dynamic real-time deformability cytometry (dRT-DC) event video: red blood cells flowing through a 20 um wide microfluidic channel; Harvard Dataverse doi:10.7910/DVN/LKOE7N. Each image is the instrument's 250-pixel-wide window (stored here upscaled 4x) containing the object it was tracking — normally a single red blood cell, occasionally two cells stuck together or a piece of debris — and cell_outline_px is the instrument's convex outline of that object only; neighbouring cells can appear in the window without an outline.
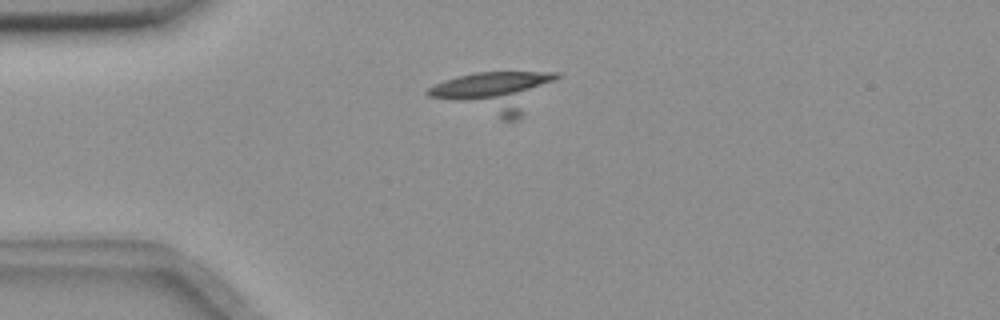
{"species": "common noctule bat (a hibernating species)", "species_latin": "Nyctalus noctula", "temperature_condition": "room temperature", "stored_images_in_passage": 5, "camera_frame_rate_fps": 3000, "um_per_image_px": 0.085, "animal": {"sex": "female", "body_mass_g": 18.4}, "frame": {"image": 1, "passage_image": 2, "time_ms": 0.333, "image_size_px": [1000, 320], "cell_outline_px": [[560, 76], [516, 120], [500, 120], [428, 96], [424, 92], [428, 88], [444, 80], [456, 76], [476, 72], [560, 72]], "centroid_in_image_um": [42.02, 7.82], "position_along_channel_um": 43.0, "area_um2": 30.46}}
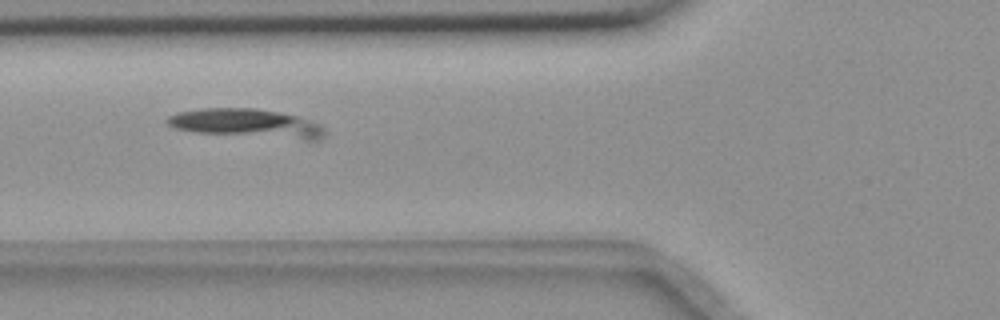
{"frame": {"image": 2, "passage_image": 4, "time_ms": 1.0, "image_size_px": [1000, 320], "cell_outline_px": [[324, 136], [316, 140], [304, 140], [196, 132], [176, 128], [168, 124], [164, 120], [168, 116], [180, 112], [204, 108], [256, 108], [296, 116], [316, 124], [324, 128]], "centroid_in_image_um": [20.93, 10.49], "position_along_channel_um": 104.9, "area_um2": 25.89}}